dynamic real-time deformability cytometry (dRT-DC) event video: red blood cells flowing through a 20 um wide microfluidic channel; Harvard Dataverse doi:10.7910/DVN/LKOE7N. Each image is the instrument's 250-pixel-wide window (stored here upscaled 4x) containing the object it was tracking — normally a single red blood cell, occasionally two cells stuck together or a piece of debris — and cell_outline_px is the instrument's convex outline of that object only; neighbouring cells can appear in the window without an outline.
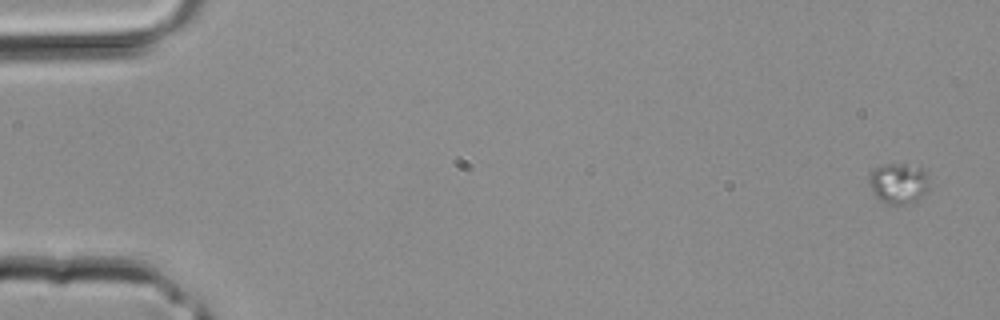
{"species": "common noctule bat (a hibernating species)", "species_latin": "Nyctalus noctula", "temperature_condition": "room temperature", "stored_images_in_passage": 3, "camera_frame_rate_fps": 3000, "um_per_image_px": 0.085, "animal": {"sex": "male", "body_mass_g": 20.4}, "frame": {"image": 1, "passage_image": 1, "time_ms": 0.0, "image_size_px": [1000, 320], "cell_outline_px": [[928, 188], [916, 200], [904, 204], [884, 204], [872, 192], [868, 184], [868, 176], [872, 168], [880, 164], [920, 164], [924, 168], [928, 176]], "centroid_in_image_um": [76.34, 15.53], "position_along_channel_um": 8.7, "area_um2": 14.68}}